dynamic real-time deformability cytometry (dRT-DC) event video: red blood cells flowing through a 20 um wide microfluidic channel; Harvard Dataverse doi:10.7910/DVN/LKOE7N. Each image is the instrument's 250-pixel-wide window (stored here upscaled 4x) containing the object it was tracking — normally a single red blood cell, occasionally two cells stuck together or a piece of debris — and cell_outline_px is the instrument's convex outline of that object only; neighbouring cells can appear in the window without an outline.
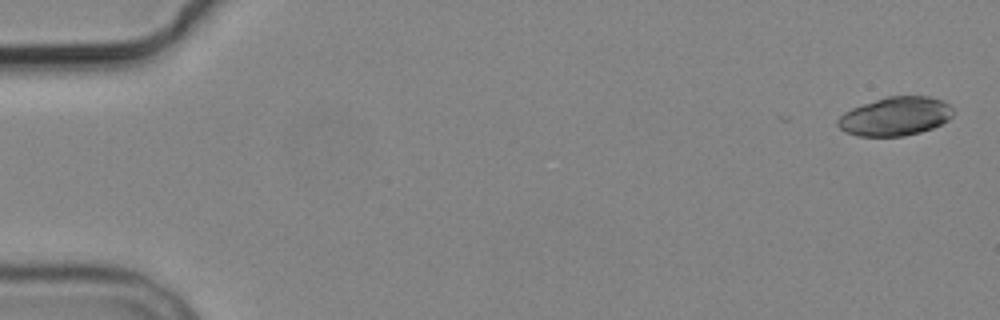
{"species": "common noctule bat (a hibernating species)", "species_latin": "Nyctalus noctula", "temperature_condition": "cold", "stored_images_in_passage": 7, "camera_frame_rate_fps": 3000, "um_per_image_px": 0.085, "animal": {"sex": "male", "body_mass_g": 19.2, "forearm_length_mm": 51.8}, "frame": {"image": 1, "passage_image": 1, "time_ms": 0.0, "image_size_px": [1000, 320], "cell_outline_px": [[952, 116], [948, 120], [932, 128], [920, 132], [904, 136], [856, 136], [844, 132], [836, 124], [836, 120], [844, 112], [852, 108], [888, 96], [928, 96], [944, 100], [952, 108]], "centroid_in_image_um": [76.08, 9.89], "position_along_channel_um": 8.9, "area_um2": 26.01}}